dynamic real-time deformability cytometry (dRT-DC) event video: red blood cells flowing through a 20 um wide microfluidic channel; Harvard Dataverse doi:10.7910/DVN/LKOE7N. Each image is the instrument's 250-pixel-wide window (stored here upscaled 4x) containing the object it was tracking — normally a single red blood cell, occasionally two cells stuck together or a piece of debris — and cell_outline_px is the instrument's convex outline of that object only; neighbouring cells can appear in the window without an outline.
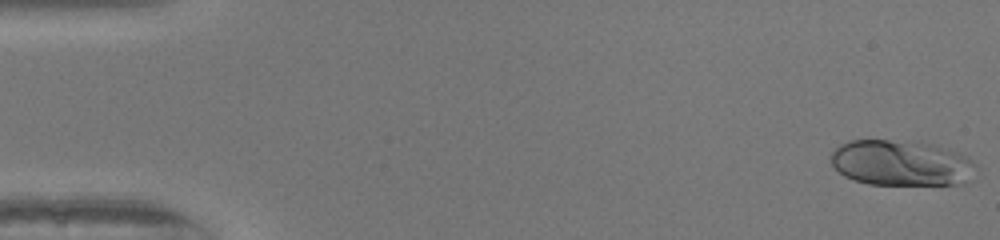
{"species": "human", "species_latin": "Homo sapiens", "temperature_condition": "warm", "stored_images_in_passage": 50, "camera_frame_rate_fps": 3000, "um_per_image_px": 0.085, "donor": {"sex": "female"}, "frame": {"image": 1, "passage_image": 1, "time_ms": 0.0, "image_size_px": [1000, 240], "cell_outline_px": [[980, 168], [956, 184], [868, 184], [844, 176], [832, 164], [832, 152], [840, 144], [848, 140], [916, 140], [948, 148], [968, 156]], "centroid_in_image_um": [76.61, 13.82], "position_along_channel_um": 8.4, "area_um2": 38.61}}
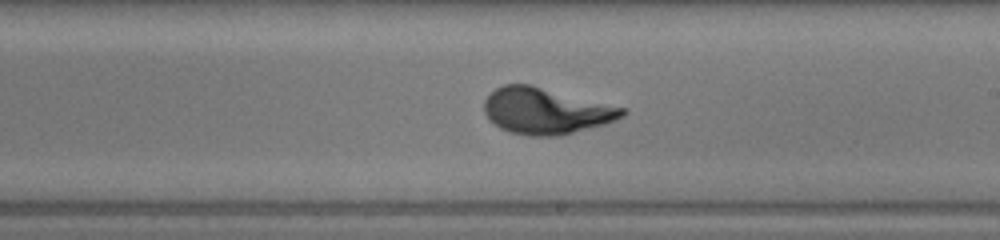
{"frame": {"image": 2, "passage_image": 29, "time_ms": 9.333, "image_size_px": [1000, 240], "cell_outline_px": [[628, 112], [624, 116], [604, 124], [560, 136], [528, 136], [512, 132], [500, 128], [488, 120], [484, 112], [484, 100], [496, 88], [504, 84], [532, 84], [628, 108]], "centroid_in_image_um": [46.42, 9.42], "position_along_channel_um": 242.6, "area_um2": 37.57}}
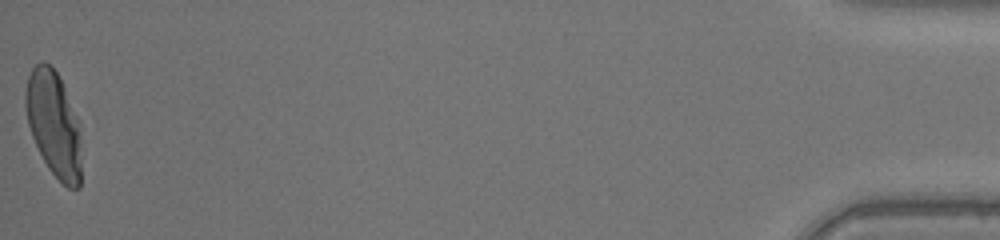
{"frame": {"image": 3, "passage_image": 50, "time_ms": 16.333, "image_size_px": [1000, 240], "cell_outline_px": [[80, 188], [68, 188], [48, 168], [32, 136], [28, 124], [24, 104], [24, 92], [28, 76], [32, 68], [36, 64], [44, 60], [56, 72], [80, 120]], "centroid_in_image_um": [4.56, 10.52], "position_along_channel_um": 430.6, "area_um2": 34.28}}